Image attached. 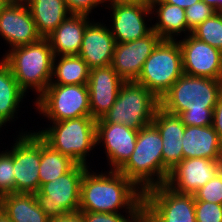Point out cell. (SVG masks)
<instances>
[{"label":"cell","mask_w":222,"mask_h":222,"mask_svg":"<svg viewBox=\"0 0 222 222\" xmlns=\"http://www.w3.org/2000/svg\"><path fill=\"white\" fill-rule=\"evenodd\" d=\"M220 95V79L183 74L160 99V106L179 115L185 126H209Z\"/></svg>","instance_id":"6da1fadb"},{"label":"cell","mask_w":222,"mask_h":222,"mask_svg":"<svg viewBox=\"0 0 222 222\" xmlns=\"http://www.w3.org/2000/svg\"><path fill=\"white\" fill-rule=\"evenodd\" d=\"M143 213V192L123 174L110 170L106 174H91L87 169L81 182L79 211ZM117 210V211H116Z\"/></svg>","instance_id":"7a4b0ae2"},{"label":"cell","mask_w":222,"mask_h":222,"mask_svg":"<svg viewBox=\"0 0 222 222\" xmlns=\"http://www.w3.org/2000/svg\"><path fill=\"white\" fill-rule=\"evenodd\" d=\"M2 59L24 92L31 87L41 95L54 80V54L47 38L12 48Z\"/></svg>","instance_id":"3957f363"},{"label":"cell","mask_w":222,"mask_h":222,"mask_svg":"<svg viewBox=\"0 0 222 222\" xmlns=\"http://www.w3.org/2000/svg\"><path fill=\"white\" fill-rule=\"evenodd\" d=\"M162 143L160 132L153 123L140 128L133 153L118 170L142 192L163 184Z\"/></svg>","instance_id":"277c9868"},{"label":"cell","mask_w":222,"mask_h":222,"mask_svg":"<svg viewBox=\"0 0 222 222\" xmlns=\"http://www.w3.org/2000/svg\"><path fill=\"white\" fill-rule=\"evenodd\" d=\"M160 100L144 85L124 82L110 110L96 123H119L139 130L152 123Z\"/></svg>","instance_id":"5b68a950"},{"label":"cell","mask_w":222,"mask_h":222,"mask_svg":"<svg viewBox=\"0 0 222 222\" xmlns=\"http://www.w3.org/2000/svg\"><path fill=\"white\" fill-rule=\"evenodd\" d=\"M54 126L36 134L52 149L86 165L87 153L96 145V120L79 117L53 122Z\"/></svg>","instance_id":"8992f818"},{"label":"cell","mask_w":222,"mask_h":222,"mask_svg":"<svg viewBox=\"0 0 222 222\" xmlns=\"http://www.w3.org/2000/svg\"><path fill=\"white\" fill-rule=\"evenodd\" d=\"M183 74L178 41L161 40L146 59L135 82L144 85L160 100Z\"/></svg>","instance_id":"52a82bcc"},{"label":"cell","mask_w":222,"mask_h":222,"mask_svg":"<svg viewBox=\"0 0 222 222\" xmlns=\"http://www.w3.org/2000/svg\"><path fill=\"white\" fill-rule=\"evenodd\" d=\"M87 165L75 164L67 173L47 182L35 198L49 219L79 211L81 182Z\"/></svg>","instance_id":"ba28073f"},{"label":"cell","mask_w":222,"mask_h":222,"mask_svg":"<svg viewBox=\"0 0 222 222\" xmlns=\"http://www.w3.org/2000/svg\"><path fill=\"white\" fill-rule=\"evenodd\" d=\"M35 103L39 113L52 122L91 117L87 84H49Z\"/></svg>","instance_id":"9c48e42d"},{"label":"cell","mask_w":222,"mask_h":222,"mask_svg":"<svg viewBox=\"0 0 222 222\" xmlns=\"http://www.w3.org/2000/svg\"><path fill=\"white\" fill-rule=\"evenodd\" d=\"M143 213L152 222H196L195 197L166 184L154 186L143 192Z\"/></svg>","instance_id":"30bf717a"},{"label":"cell","mask_w":222,"mask_h":222,"mask_svg":"<svg viewBox=\"0 0 222 222\" xmlns=\"http://www.w3.org/2000/svg\"><path fill=\"white\" fill-rule=\"evenodd\" d=\"M21 134L13 145L15 193H35L40 190V137Z\"/></svg>","instance_id":"8fae6325"},{"label":"cell","mask_w":222,"mask_h":222,"mask_svg":"<svg viewBox=\"0 0 222 222\" xmlns=\"http://www.w3.org/2000/svg\"><path fill=\"white\" fill-rule=\"evenodd\" d=\"M112 9L111 33L116 43H126L140 39L152 31L145 24V16L153 14L150 2L147 1H125L110 2ZM153 12V13H152Z\"/></svg>","instance_id":"7c38bea8"},{"label":"cell","mask_w":222,"mask_h":222,"mask_svg":"<svg viewBox=\"0 0 222 222\" xmlns=\"http://www.w3.org/2000/svg\"><path fill=\"white\" fill-rule=\"evenodd\" d=\"M161 40V37L152 30L143 38L116 43L111 67L125 82L136 81L146 59Z\"/></svg>","instance_id":"4fadbf2b"},{"label":"cell","mask_w":222,"mask_h":222,"mask_svg":"<svg viewBox=\"0 0 222 222\" xmlns=\"http://www.w3.org/2000/svg\"><path fill=\"white\" fill-rule=\"evenodd\" d=\"M182 53L183 73L189 76L219 79L221 50L192 34L178 41Z\"/></svg>","instance_id":"5bb4252c"},{"label":"cell","mask_w":222,"mask_h":222,"mask_svg":"<svg viewBox=\"0 0 222 222\" xmlns=\"http://www.w3.org/2000/svg\"><path fill=\"white\" fill-rule=\"evenodd\" d=\"M222 169V160L183 159L170 170L166 185L181 194H192Z\"/></svg>","instance_id":"9a60e30c"},{"label":"cell","mask_w":222,"mask_h":222,"mask_svg":"<svg viewBox=\"0 0 222 222\" xmlns=\"http://www.w3.org/2000/svg\"><path fill=\"white\" fill-rule=\"evenodd\" d=\"M152 123L157 127L163 141V184L170 170L183 160L182 138L185 125L179 115L170 113L161 106L157 108Z\"/></svg>","instance_id":"2e32d148"},{"label":"cell","mask_w":222,"mask_h":222,"mask_svg":"<svg viewBox=\"0 0 222 222\" xmlns=\"http://www.w3.org/2000/svg\"><path fill=\"white\" fill-rule=\"evenodd\" d=\"M124 82L111 65L90 69L87 87L93 119L98 120L105 116L116 101Z\"/></svg>","instance_id":"e0dca14e"},{"label":"cell","mask_w":222,"mask_h":222,"mask_svg":"<svg viewBox=\"0 0 222 222\" xmlns=\"http://www.w3.org/2000/svg\"><path fill=\"white\" fill-rule=\"evenodd\" d=\"M138 131L119 123H96V145L105 144L111 170L118 171L130 158Z\"/></svg>","instance_id":"ac0fdd59"},{"label":"cell","mask_w":222,"mask_h":222,"mask_svg":"<svg viewBox=\"0 0 222 222\" xmlns=\"http://www.w3.org/2000/svg\"><path fill=\"white\" fill-rule=\"evenodd\" d=\"M0 35L12 48L42 38L27 5L12 3H7L0 13Z\"/></svg>","instance_id":"d6986e66"},{"label":"cell","mask_w":222,"mask_h":222,"mask_svg":"<svg viewBox=\"0 0 222 222\" xmlns=\"http://www.w3.org/2000/svg\"><path fill=\"white\" fill-rule=\"evenodd\" d=\"M115 39L111 30L99 22L89 23L85 29L78 56L90 69L109 66L112 63Z\"/></svg>","instance_id":"ffe728a7"},{"label":"cell","mask_w":222,"mask_h":222,"mask_svg":"<svg viewBox=\"0 0 222 222\" xmlns=\"http://www.w3.org/2000/svg\"><path fill=\"white\" fill-rule=\"evenodd\" d=\"M182 150L183 159L222 160V141L212 125L185 126Z\"/></svg>","instance_id":"44dd1931"},{"label":"cell","mask_w":222,"mask_h":222,"mask_svg":"<svg viewBox=\"0 0 222 222\" xmlns=\"http://www.w3.org/2000/svg\"><path fill=\"white\" fill-rule=\"evenodd\" d=\"M87 15L70 14L48 37L54 57L78 55L85 29L90 23ZM57 55V56H56Z\"/></svg>","instance_id":"7402d4cb"},{"label":"cell","mask_w":222,"mask_h":222,"mask_svg":"<svg viewBox=\"0 0 222 222\" xmlns=\"http://www.w3.org/2000/svg\"><path fill=\"white\" fill-rule=\"evenodd\" d=\"M0 208L12 222H50L34 193H11L0 198Z\"/></svg>","instance_id":"603a6c76"},{"label":"cell","mask_w":222,"mask_h":222,"mask_svg":"<svg viewBox=\"0 0 222 222\" xmlns=\"http://www.w3.org/2000/svg\"><path fill=\"white\" fill-rule=\"evenodd\" d=\"M26 5L42 38H47L70 16L64 0H30Z\"/></svg>","instance_id":"cb8c5ba5"},{"label":"cell","mask_w":222,"mask_h":222,"mask_svg":"<svg viewBox=\"0 0 222 222\" xmlns=\"http://www.w3.org/2000/svg\"><path fill=\"white\" fill-rule=\"evenodd\" d=\"M159 6L157 9L156 6ZM153 11L155 8L158 21L152 26L162 40H176L175 35H179L182 31H188L185 9L179 6L165 3L162 0H153L150 2Z\"/></svg>","instance_id":"d4e9b609"},{"label":"cell","mask_w":222,"mask_h":222,"mask_svg":"<svg viewBox=\"0 0 222 222\" xmlns=\"http://www.w3.org/2000/svg\"><path fill=\"white\" fill-rule=\"evenodd\" d=\"M25 96L20 88L9 65L2 59L0 61V128L7 121L14 119V113Z\"/></svg>","instance_id":"484cf974"},{"label":"cell","mask_w":222,"mask_h":222,"mask_svg":"<svg viewBox=\"0 0 222 222\" xmlns=\"http://www.w3.org/2000/svg\"><path fill=\"white\" fill-rule=\"evenodd\" d=\"M56 65V57L53 59L52 80L50 84L75 85L87 84L90 75V68L87 63L78 55L60 56Z\"/></svg>","instance_id":"4316f807"},{"label":"cell","mask_w":222,"mask_h":222,"mask_svg":"<svg viewBox=\"0 0 222 222\" xmlns=\"http://www.w3.org/2000/svg\"><path fill=\"white\" fill-rule=\"evenodd\" d=\"M75 164L69 156L55 151L40 138V187L67 173Z\"/></svg>","instance_id":"83f0119b"},{"label":"cell","mask_w":222,"mask_h":222,"mask_svg":"<svg viewBox=\"0 0 222 222\" xmlns=\"http://www.w3.org/2000/svg\"><path fill=\"white\" fill-rule=\"evenodd\" d=\"M191 34L210 46L222 50V12H216L207 18Z\"/></svg>","instance_id":"f1b7e54d"},{"label":"cell","mask_w":222,"mask_h":222,"mask_svg":"<svg viewBox=\"0 0 222 222\" xmlns=\"http://www.w3.org/2000/svg\"><path fill=\"white\" fill-rule=\"evenodd\" d=\"M15 193L13 146L11 151L0 153V198Z\"/></svg>","instance_id":"f546056e"},{"label":"cell","mask_w":222,"mask_h":222,"mask_svg":"<svg viewBox=\"0 0 222 222\" xmlns=\"http://www.w3.org/2000/svg\"><path fill=\"white\" fill-rule=\"evenodd\" d=\"M195 201L212 202L222 205V169L203 187L194 193Z\"/></svg>","instance_id":"4dcf8cb0"},{"label":"cell","mask_w":222,"mask_h":222,"mask_svg":"<svg viewBox=\"0 0 222 222\" xmlns=\"http://www.w3.org/2000/svg\"><path fill=\"white\" fill-rule=\"evenodd\" d=\"M215 13L216 11L202 0L186 8L185 16L189 32L191 33L196 27Z\"/></svg>","instance_id":"1f68e13d"},{"label":"cell","mask_w":222,"mask_h":222,"mask_svg":"<svg viewBox=\"0 0 222 222\" xmlns=\"http://www.w3.org/2000/svg\"><path fill=\"white\" fill-rule=\"evenodd\" d=\"M196 222H222V205L195 201Z\"/></svg>","instance_id":"d6a6232c"},{"label":"cell","mask_w":222,"mask_h":222,"mask_svg":"<svg viewBox=\"0 0 222 222\" xmlns=\"http://www.w3.org/2000/svg\"><path fill=\"white\" fill-rule=\"evenodd\" d=\"M80 212L82 213L85 222H134L142 214V213H129L126 219L123 215H121V213H104V212H87V211H80Z\"/></svg>","instance_id":"836d02e7"},{"label":"cell","mask_w":222,"mask_h":222,"mask_svg":"<svg viewBox=\"0 0 222 222\" xmlns=\"http://www.w3.org/2000/svg\"><path fill=\"white\" fill-rule=\"evenodd\" d=\"M70 14L87 15L104 0H64Z\"/></svg>","instance_id":"e575fe53"},{"label":"cell","mask_w":222,"mask_h":222,"mask_svg":"<svg viewBox=\"0 0 222 222\" xmlns=\"http://www.w3.org/2000/svg\"><path fill=\"white\" fill-rule=\"evenodd\" d=\"M212 126L217 132L219 139L222 141V94L218 97L217 103L213 109Z\"/></svg>","instance_id":"d590c367"},{"label":"cell","mask_w":222,"mask_h":222,"mask_svg":"<svg viewBox=\"0 0 222 222\" xmlns=\"http://www.w3.org/2000/svg\"><path fill=\"white\" fill-rule=\"evenodd\" d=\"M50 222H85L80 211L50 219Z\"/></svg>","instance_id":"8d00e7d4"},{"label":"cell","mask_w":222,"mask_h":222,"mask_svg":"<svg viewBox=\"0 0 222 222\" xmlns=\"http://www.w3.org/2000/svg\"><path fill=\"white\" fill-rule=\"evenodd\" d=\"M162 1L186 9L191 5H193L194 3L199 2L200 0H162Z\"/></svg>","instance_id":"74e56055"},{"label":"cell","mask_w":222,"mask_h":222,"mask_svg":"<svg viewBox=\"0 0 222 222\" xmlns=\"http://www.w3.org/2000/svg\"><path fill=\"white\" fill-rule=\"evenodd\" d=\"M211 6L216 12H222V0H202Z\"/></svg>","instance_id":"f35d334b"},{"label":"cell","mask_w":222,"mask_h":222,"mask_svg":"<svg viewBox=\"0 0 222 222\" xmlns=\"http://www.w3.org/2000/svg\"><path fill=\"white\" fill-rule=\"evenodd\" d=\"M134 222H152L144 213H142Z\"/></svg>","instance_id":"ab89813d"},{"label":"cell","mask_w":222,"mask_h":222,"mask_svg":"<svg viewBox=\"0 0 222 222\" xmlns=\"http://www.w3.org/2000/svg\"><path fill=\"white\" fill-rule=\"evenodd\" d=\"M0 222H12L0 208Z\"/></svg>","instance_id":"60d3db41"},{"label":"cell","mask_w":222,"mask_h":222,"mask_svg":"<svg viewBox=\"0 0 222 222\" xmlns=\"http://www.w3.org/2000/svg\"><path fill=\"white\" fill-rule=\"evenodd\" d=\"M30 0H6L7 3L12 4H27Z\"/></svg>","instance_id":"b9f144b4"},{"label":"cell","mask_w":222,"mask_h":222,"mask_svg":"<svg viewBox=\"0 0 222 222\" xmlns=\"http://www.w3.org/2000/svg\"><path fill=\"white\" fill-rule=\"evenodd\" d=\"M110 2H125V1H147V0H108ZM104 2H107L104 0Z\"/></svg>","instance_id":"7bdbcfd3"},{"label":"cell","mask_w":222,"mask_h":222,"mask_svg":"<svg viewBox=\"0 0 222 222\" xmlns=\"http://www.w3.org/2000/svg\"><path fill=\"white\" fill-rule=\"evenodd\" d=\"M6 0H0V13L2 12L3 8L6 6Z\"/></svg>","instance_id":"ee69618b"},{"label":"cell","mask_w":222,"mask_h":222,"mask_svg":"<svg viewBox=\"0 0 222 222\" xmlns=\"http://www.w3.org/2000/svg\"><path fill=\"white\" fill-rule=\"evenodd\" d=\"M219 79H222V50H221V68H220V77Z\"/></svg>","instance_id":"f6af8a7d"},{"label":"cell","mask_w":222,"mask_h":222,"mask_svg":"<svg viewBox=\"0 0 222 222\" xmlns=\"http://www.w3.org/2000/svg\"><path fill=\"white\" fill-rule=\"evenodd\" d=\"M220 83H221V94H222V79L220 80Z\"/></svg>","instance_id":"bcb514c9"}]
</instances>
